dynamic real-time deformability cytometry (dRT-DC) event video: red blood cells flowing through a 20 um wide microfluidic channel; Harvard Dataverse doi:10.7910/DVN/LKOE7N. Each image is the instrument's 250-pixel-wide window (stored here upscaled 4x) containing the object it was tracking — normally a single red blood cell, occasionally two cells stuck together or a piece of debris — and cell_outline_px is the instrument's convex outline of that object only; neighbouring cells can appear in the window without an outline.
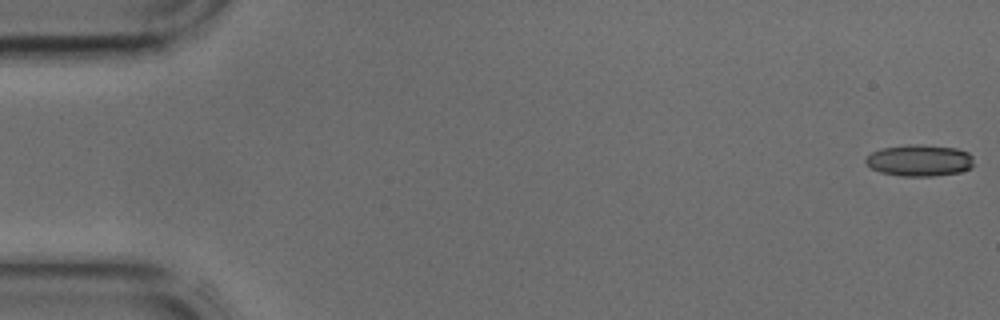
{"species": "common noctule bat (a hibernating species)", "species_latin": "Nyctalus noctula", "temperature_condition": "cold", "stored_images_in_passage": 12, "camera_frame_rate_fps": 3000, "um_per_image_px": 0.085, "animal": {"sex": "male", "body_mass_g": 17.9, "forearm_length_mm": 54.2}, "frame": {"image": 1, "passage_image": 1, "time_ms": 0.0, "image_size_px": [1000, 320], "cell_outline_px": [[972, 168], [960, 172], [932, 176], [900, 176], [880, 172], [872, 168], [864, 160], [872, 152], [880, 148], [908, 144], [920, 144], [956, 148], [968, 152], [972, 156]], "centroid_in_image_um": [78.16, 13.63], "position_along_channel_um": 6.8, "area_um2": 19.94}}
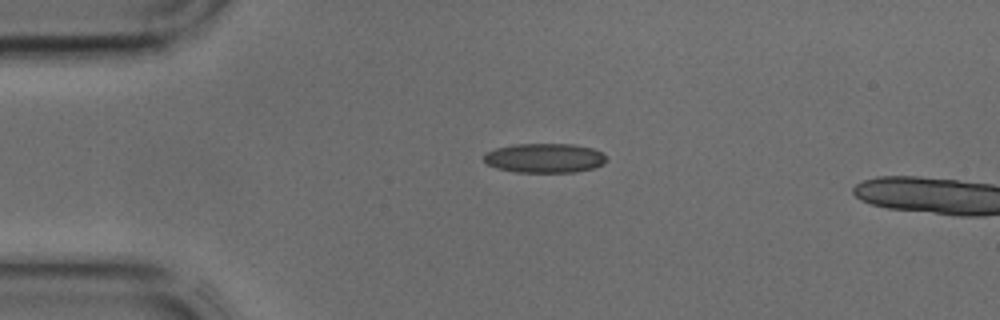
{"frame": {"image": 2, "passage_image": 10, "time_ms": 3.0, "image_size_px": [1000, 320], "cell_outline_px": [[608, 160], [604, 164], [596, 168], [576, 172], [516, 172], [496, 168], [488, 164], [484, 160], [484, 152], [496, 148], [512, 144], [572, 144], [592, 148], [600, 152]], "centroid_in_image_um": [46.29, 13.44], "position_along_channel_um": 38.7, "area_um2": 21.15}}